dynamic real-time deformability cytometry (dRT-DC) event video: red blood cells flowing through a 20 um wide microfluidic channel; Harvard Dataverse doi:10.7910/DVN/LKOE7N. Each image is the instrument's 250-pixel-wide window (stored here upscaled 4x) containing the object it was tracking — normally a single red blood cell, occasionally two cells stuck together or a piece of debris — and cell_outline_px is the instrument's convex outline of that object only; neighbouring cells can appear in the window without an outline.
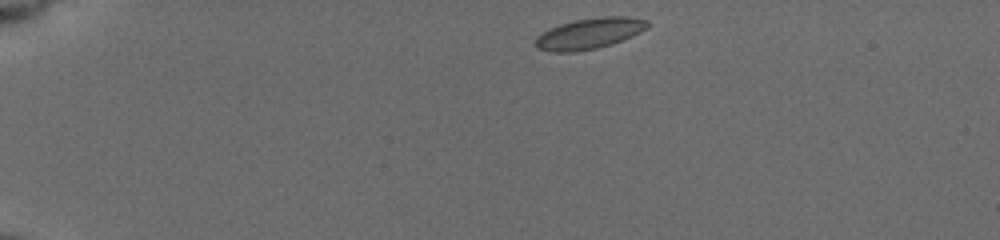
{"species": "common noctule bat (a hibernating species)", "species_latin": "Nyctalus noctula", "temperature_condition": "cold", "stored_images_in_passage": 45, "camera_frame_rate_fps": 3000, "um_per_image_px": 0.085, "animal": {"sex": "female", "body_mass_g": 19.5, "forearm_length_mm": 54.1}, "frame": {"image": 1, "passage_image": 1, "time_ms": 0.0, "image_size_px": [1000, 240], "cell_outline_px": [[652, 24], [648, 28], [632, 36], [612, 44], [596, 48], [576, 52], [552, 52], [536, 48], [536, 36], [560, 24], [576, 20], [604, 16], [628, 16], [648, 20]], "centroid_in_image_um": [50.15, 2.84], "position_along_channel_um": 34.8, "area_um2": 20.17}}
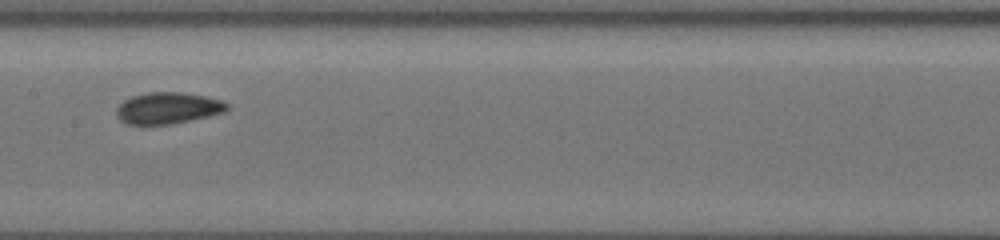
{"frame": {"image": 2, "passage_image": 20, "time_ms": 6.333, "image_size_px": [1000, 240], "cell_outline_px": [[228, 108], [224, 112], [192, 120], [172, 124], [128, 124], [120, 120], [116, 116], [116, 108], [124, 100], [132, 96], [148, 92], [180, 92], [208, 96], [220, 100], [228, 104]], "centroid_in_image_um": [14.26, 9.18], "position_along_channel_um": 193.1, "area_um2": 20.29}}
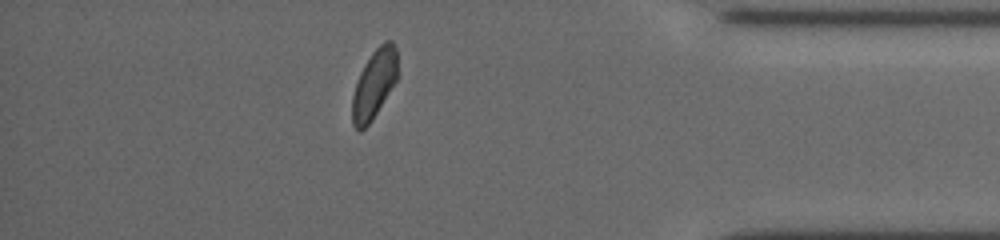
{"frame": {"image": 3, "passage_image": 39, "time_ms": 12.667, "image_size_px": [1000, 240], "cell_outline_px": [[396, 80], [372, 120], [360, 132], [356, 132], [352, 124], [352, 96], [360, 72], [364, 64], [372, 52], [384, 40], [392, 40], [396, 48]], "centroid_in_image_um": [31.77, 7.16], "position_along_channel_um": 403.4, "area_um2": 18.03}, "authors_computed_cell_mechanics": {"area_um2": 19.7098, "velocity_mm_per_s": 3.7168, "shape_relaxation_time_tau1_ms": 3.2552, "shape_relaxation_time_tau2_ms": 6.8144, "deformation_change_tau1": 0.0863, "deformation_change_tau2": 0.0669}}